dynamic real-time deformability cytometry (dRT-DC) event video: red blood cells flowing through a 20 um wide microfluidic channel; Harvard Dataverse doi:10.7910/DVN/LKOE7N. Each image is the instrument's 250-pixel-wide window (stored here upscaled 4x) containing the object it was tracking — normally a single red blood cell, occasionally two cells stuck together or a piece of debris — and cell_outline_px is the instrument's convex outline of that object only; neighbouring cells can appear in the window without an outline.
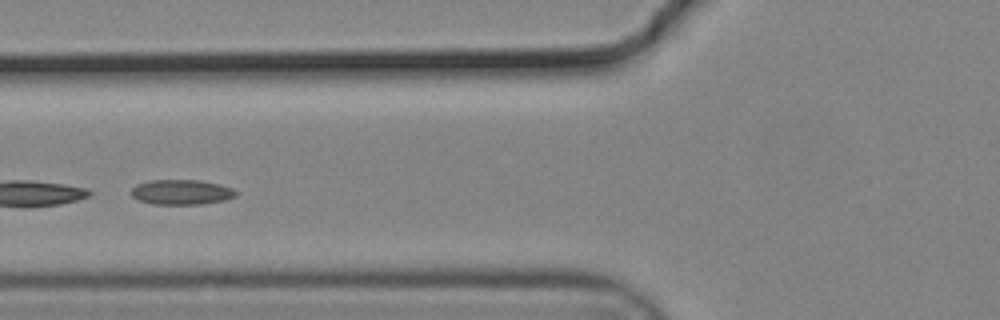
{"species": "common noctule bat (a hibernating species)", "species_latin": "Nyctalus noctula", "temperature_condition": "cold", "stored_images_in_passage": 22, "segment_of_instrument_passage": [2, 2], "camera_frame_rate_fps": 3000, "um_per_image_px": 0.085, "animal": {"sex": "male", "body_mass_g": 19.2, "forearm_length_mm": 51.8}, "frame": {"image": 1, "passage_image": 19, "time_ms": 6.0, "image_size_px": [1000, 320], "cell_outline_px": [[236, 196], [224, 200], [200, 204], [152, 204], [136, 200], [128, 192], [136, 184], [148, 180], [200, 180], [220, 184], [232, 188], [236, 192]], "centroid_in_image_um": [15.35, 16.32], "position_along_channel_um": 110.4, "area_um2": 15.43}}